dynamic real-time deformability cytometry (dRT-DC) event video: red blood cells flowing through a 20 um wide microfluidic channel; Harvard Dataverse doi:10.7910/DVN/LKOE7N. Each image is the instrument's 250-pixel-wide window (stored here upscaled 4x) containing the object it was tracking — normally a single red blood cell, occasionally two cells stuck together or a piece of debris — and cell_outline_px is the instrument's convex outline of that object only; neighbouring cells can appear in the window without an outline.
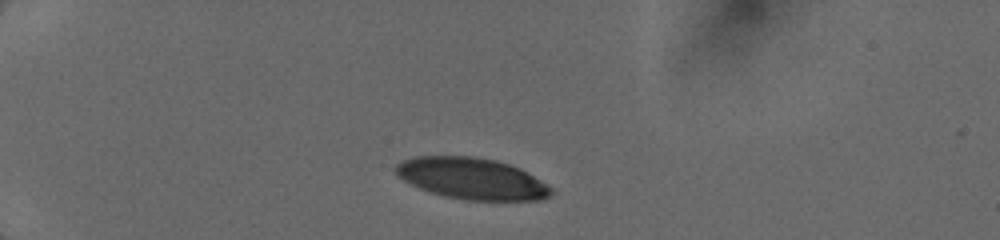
{"species": "human", "species_latin": "Homo sapiens", "temperature_condition": "cold", "stored_images_in_passage": 22, "camera_frame_rate_fps": 3000, "um_per_image_px": 0.085, "donor": {"sex": "female"}, "frame": {"image": 1, "passage_image": 1, "time_ms": 0.0, "image_size_px": [1000, 240], "cell_outline_px": [[552, 192], [548, 196], [540, 200], [468, 200], [448, 196], [432, 192], [420, 188], [404, 180], [396, 172], [396, 164], [404, 160], [416, 156], [472, 156], [496, 160], [520, 168], [548, 184], [552, 188]], "centroid_in_image_um": [40.14, 15.17], "position_along_channel_um": 44.9, "area_um2": 37.05}}
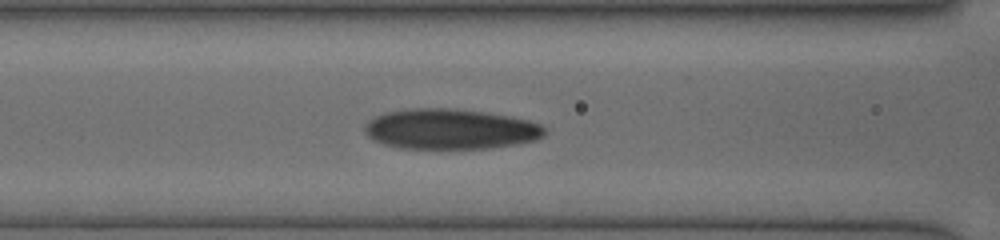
{"frame": {"image": 2, "passage_image": 13, "time_ms": 3.333, "image_size_px": [1000, 240], "cell_outline_px": [[544, 136], [536, 140], [516, 144], [492, 148], [400, 148], [384, 144], [372, 140], [364, 132], [364, 124], [376, 116], [388, 112], [416, 108], [444, 108], [480, 112], [528, 120], [540, 124], [544, 128]], "centroid_in_image_um": [38.25, 10.99], "position_along_channel_um": 128.4, "area_um2": 41.79}}
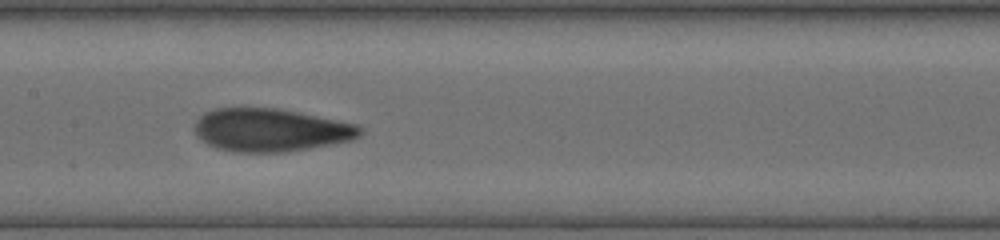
{"frame": {"image": 3, "passage_image": 21, "time_ms": 4.667, "image_size_px": [1000, 240], "cell_outline_px": [[364, 132], [360, 136], [352, 140], [332, 144], [284, 152], [236, 152], [216, 148], [208, 144], [196, 136], [192, 128], [196, 120], [204, 112], [216, 108], [276, 108], [356, 124], [364, 128]], "centroid_in_image_um": [22.97, 11.06], "position_along_channel_um": 184.4, "area_um2": 41.5}}